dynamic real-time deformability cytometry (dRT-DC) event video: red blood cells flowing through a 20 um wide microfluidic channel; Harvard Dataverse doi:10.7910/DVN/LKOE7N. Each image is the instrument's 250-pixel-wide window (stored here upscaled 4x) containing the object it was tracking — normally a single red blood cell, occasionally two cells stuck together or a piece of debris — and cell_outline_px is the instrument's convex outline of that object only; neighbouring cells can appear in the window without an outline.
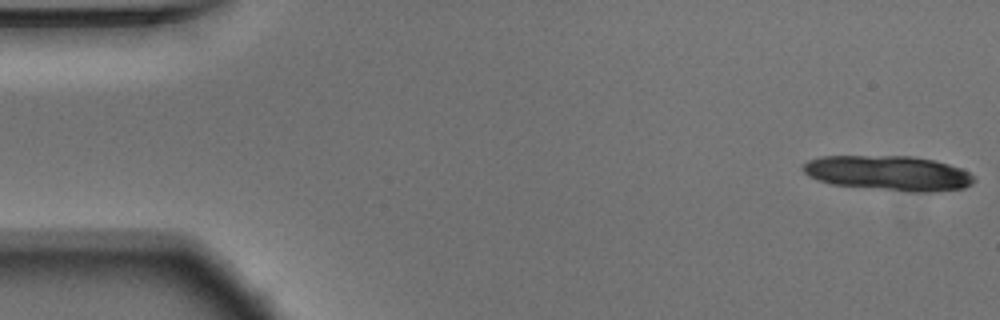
{"species": "Egyptian fruit bat (a non-hibernating species)", "species_latin": "Rousettus aegyptiacus", "temperature_condition": "warm", "stored_images_in_passage": 13, "camera_frame_rate_fps": 3000, "um_per_image_px": 0.085, "animal": {"sex": "male"}, "frame": {"image": 1, "passage_image": 1, "time_ms": 0.0, "image_size_px": [1000, 320], "cell_outline_px": [[976, 180], [972, 184], [964, 188], [932, 192], [912, 192], [832, 184], [808, 176], [800, 168], [808, 160], [820, 156], [912, 156], [932, 160], [948, 164], [960, 168], [968, 172]], "centroid_in_image_um": [75.52, 14.71], "position_along_channel_um": 9.5, "area_um2": 34.68}}